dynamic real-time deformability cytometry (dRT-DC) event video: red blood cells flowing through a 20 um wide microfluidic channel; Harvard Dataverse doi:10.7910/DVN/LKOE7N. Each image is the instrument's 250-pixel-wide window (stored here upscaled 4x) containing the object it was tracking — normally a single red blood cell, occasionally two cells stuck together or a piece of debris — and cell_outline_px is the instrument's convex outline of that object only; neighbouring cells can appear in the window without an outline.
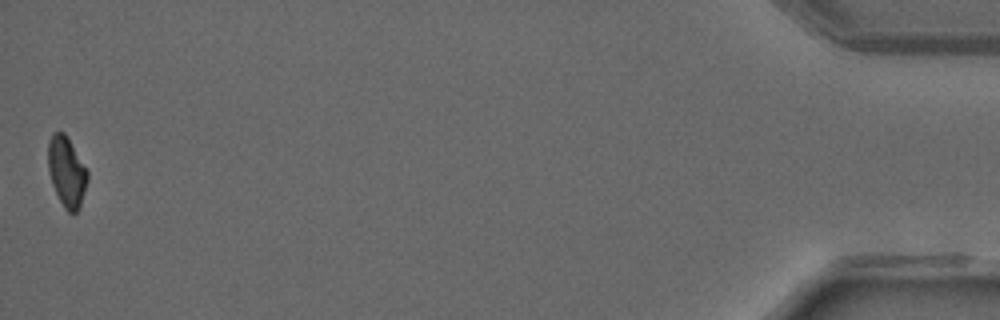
{"species": "common noctule bat (a hibernating species)", "species_latin": "Nyctalus noctula", "temperature_condition": "warm", "stored_images_in_passage": 36, "camera_frame_rate_fps": 3000, "um_per_image_px": 0.085, "animal": {"sex": "male", "forearm_length_mm": 52.5}, "frame": {"image": 1, "passage_image": 36, "time_ms": 11.667, "image_size_px": [1000, 320], "cell_outline_px": [[88, 180], [80, 208], [76, 212], [68, 212], [64, 208], [52, 184], [48, 168], [48, 140], [52, 132], [64, 132], [88, 172]], "centroid_in_image_um": [5.66, 14.6], "position_along_channel_um": 429.5, "area_um2": 15.95}, "authors_computed_cell_mechanics": {"area_um2": 17.0221, "velocity_mm_per_s": 4.1107, "shape_relaxation_time_tau1_ms": 8.6457, "shape_relaxation_time_tau2_ms": 4.9798, "deformation_change_tau1": 0.2168, "deformation_change_tau2": 0.1087}}